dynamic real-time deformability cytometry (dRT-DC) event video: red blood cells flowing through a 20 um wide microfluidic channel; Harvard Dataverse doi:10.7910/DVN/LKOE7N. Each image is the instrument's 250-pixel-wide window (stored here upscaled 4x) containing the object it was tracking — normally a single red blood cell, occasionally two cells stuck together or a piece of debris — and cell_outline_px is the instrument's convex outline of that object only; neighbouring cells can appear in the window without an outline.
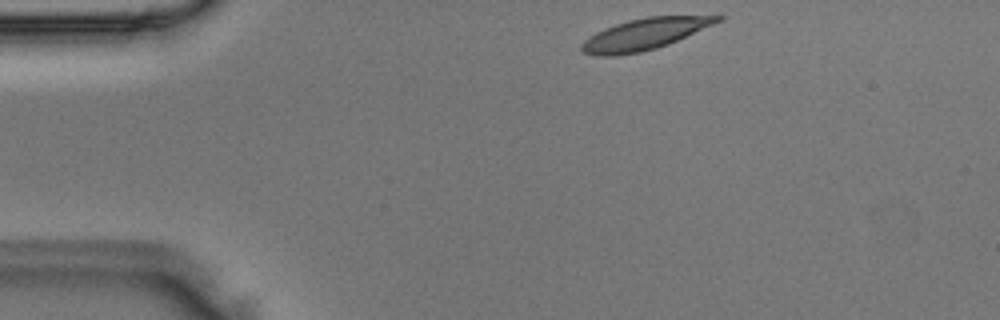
{"species": "Egyptian fruit bat (a non-hibernating species)", "species_latin": "Rousettus aegyptiacus", "temperature_condition": "room temperature", "stored_images_in_passage": 41, "camera_frame_rate_fps": 3000, "um_per_image_px": 0.085, "animal": {"sex": "male"}, "frame": {"image": 1, "passage_image": 1, "time_ms": 0.0, "image_size_px": [1000, 320], "cell_outline_px": [[724, 20], [668, 44], [656, 48], [640, 52], [616, 56], [596, 56], [584, 52], [580, 48], [580, 44], [584, 40], [596, 32], [604, 28], [628, 20], [648, 16], [724, 16]], "centroid_in_image_um": [54.77, 2.9], "position_along_channel_um": 30.2, "area_um2": 24.68}}
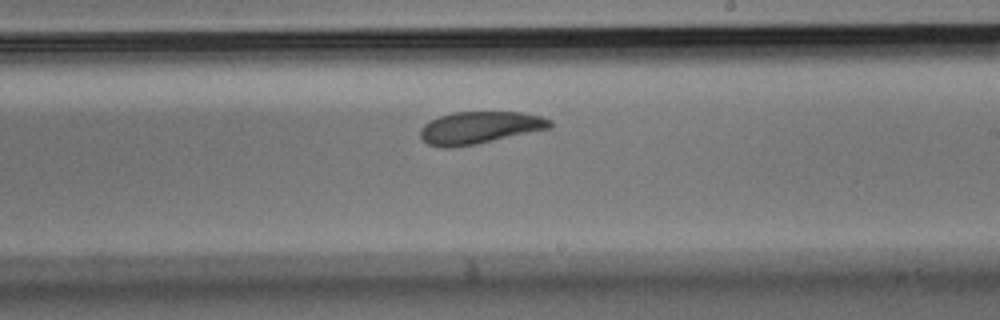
{"frame": {"image": 2, "passage_image": 21, "time_ms": 6.667, "image_size_px": [1000, 320], "cell_outline_px": [[552, 128], [476, 144], [448, 148], [440, 148], [428, 144], [420, 136], [420, 128], [428, 120], [452, 112], [520, 112], [540, 116], [552, 120]], "centroid_in_image_um": [40.75, 10.85], "position_along_channel_um": 248.2, "area_um2": 24.51}}
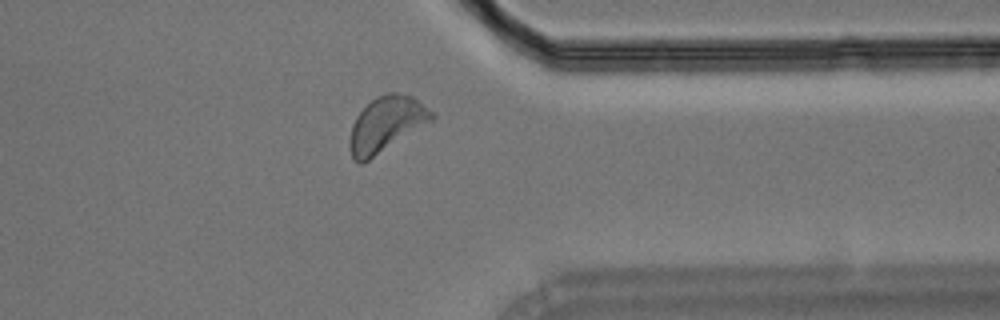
{"frame": {"image": 3, "passage_image": 31, "time_ms": 10.0, "image_size_px": [1000, 320], "cell_outline_px": [[436, 116], [432, 120], [368, 160], [360, 164], [352, 160], [348, 144], [348, 140], [352, 124], [356, 116], [376, 96], [388, 92], [396, 92], [412, 96], [432, 112]], "centroid_in_image_um": [32.77, 10.56], "position_along_channel_um": 378.6, "area_um2": 26.01}}